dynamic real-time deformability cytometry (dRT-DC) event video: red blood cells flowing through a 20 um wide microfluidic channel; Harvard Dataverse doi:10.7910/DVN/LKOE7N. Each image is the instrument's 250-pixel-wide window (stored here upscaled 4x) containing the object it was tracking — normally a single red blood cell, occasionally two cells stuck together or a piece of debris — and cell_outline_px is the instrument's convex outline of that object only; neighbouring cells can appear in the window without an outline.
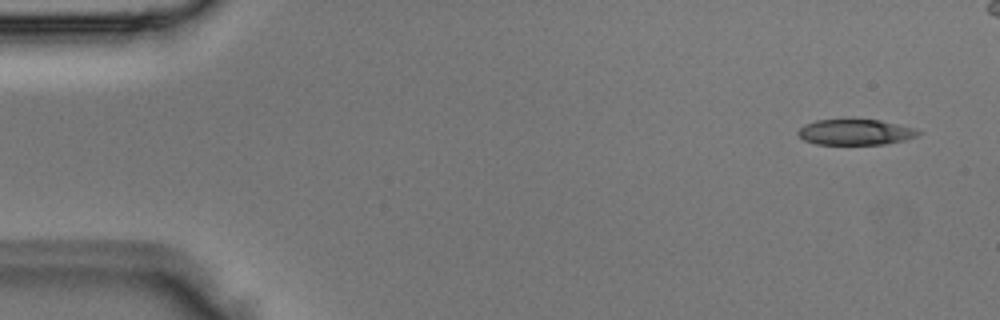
{"species": "Egyptian fruit bat (a non-hibernating species)", "species_latin": "Rousettus aegyptiacus", "temperature_condition": "room temperature", "stored_images_in_passage": 4, "camera_frame_rate_fps": 3000, "um_per_image_px": 0.085, "animal": {"sex": "male"}, "frame": {"image": 1, "passage_image": 1, "time_ms": 0.0, "image_size_px": [1000, 320], "cell_outline_px": [[924, 132], [920, 136], [904, 140], [884, 144], [816, 144], [804, 140], [796, 132], [804, 124], [816, 120], [844, 116], [880, 120], [912, 128]], "centroid_in_image_um": [72.68, 11.18], "position_along_channel_um": 12.3, "area_um2": 18.79}}